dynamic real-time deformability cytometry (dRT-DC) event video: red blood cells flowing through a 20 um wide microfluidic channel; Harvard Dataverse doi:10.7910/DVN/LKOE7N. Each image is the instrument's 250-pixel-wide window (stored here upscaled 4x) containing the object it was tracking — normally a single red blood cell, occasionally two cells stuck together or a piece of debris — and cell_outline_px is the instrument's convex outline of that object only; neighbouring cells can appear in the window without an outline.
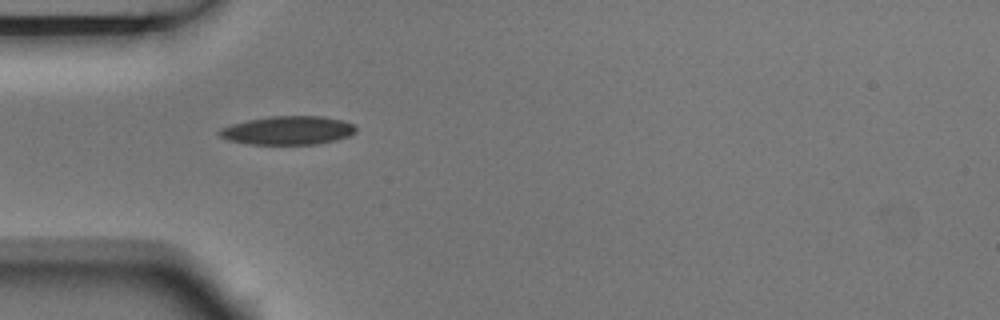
{"species": "Egyptian fruit bat (a non-hibernating species)", "species_latin": "Rousettus aegyptiacus", "temperature_condition": "room temperature", "stored_images_in_passage": 6, "camera_frame_rate_fps": 3000, "um_per_image_px": 0.085, "animal": {"sex": "male"}, "frame": {"image": 1, "passage_image": 1, "time_ms": 0.0, "image_size_px": [1000, 320], "cell_outline_px": [[356, 132], [348, 136], [336, 140], [316, 144], [248, 144], [228, 140], [220, 136], [216, 132], [220, 128], [232, 124], [248, 120], [272, 116], [320, 116], [340, 120], [352, 124], [356, 128]], "centroid_in_image_um": [24.44, 11.09], "position_along_channel_um": 60.6, "area_um2": 22.6}}
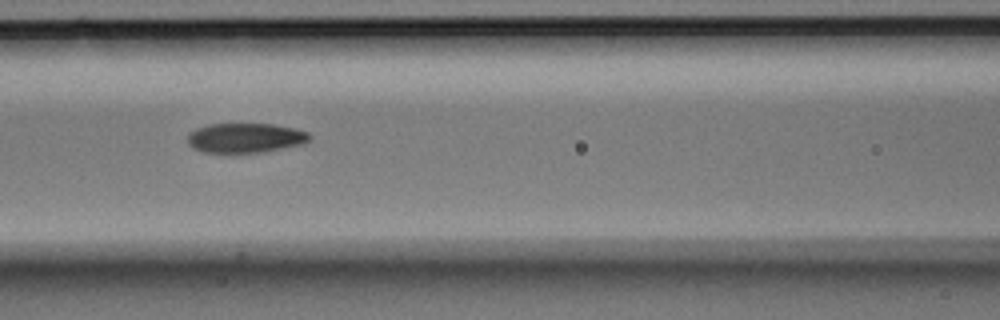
{"frame": {"image": 2, "passage_image": 3, "time_ms": 0.667, "image_size_px": [1000, 320], "cell_outline_px": [[312, 136], [304, 144], [264, 152], [204, 152], [192, 148], [188, 144], [188, 132], [196, 128], [208, 124], [276, 124], [296, 128], [308, 132]], "centroid_in_image_um": [20.87, 11.71], "position_along_channel_um": 145.7, "area_um2": 21.27}}
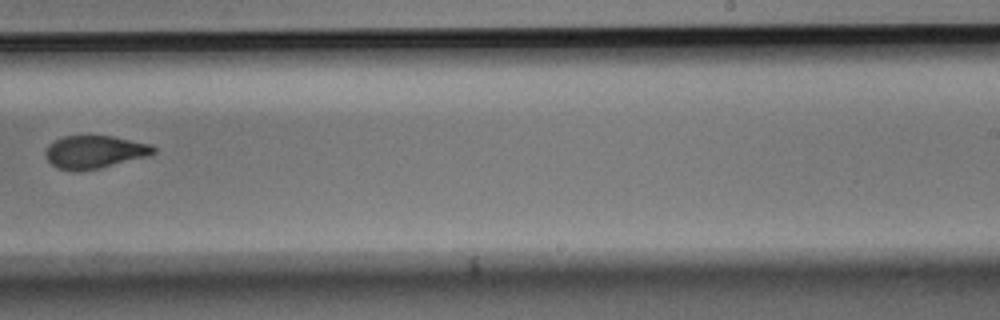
{"frame": {"image": 3, "passage_image": 6, "time_ms": 1.667, "image_size_px": [1000, 320], "cell_outline_px": [[156, 152], [148, 156], [100, 168], [56, 168], [44, 156], [44, 152], [48, 144], [64, 136], [88, 132], [112, 136], [152, 144], [156, 148]], "centroid_in_image_um": [8.05, 12.83], "position_along_channel_um": 280.9, "area_um2": 20.92}}